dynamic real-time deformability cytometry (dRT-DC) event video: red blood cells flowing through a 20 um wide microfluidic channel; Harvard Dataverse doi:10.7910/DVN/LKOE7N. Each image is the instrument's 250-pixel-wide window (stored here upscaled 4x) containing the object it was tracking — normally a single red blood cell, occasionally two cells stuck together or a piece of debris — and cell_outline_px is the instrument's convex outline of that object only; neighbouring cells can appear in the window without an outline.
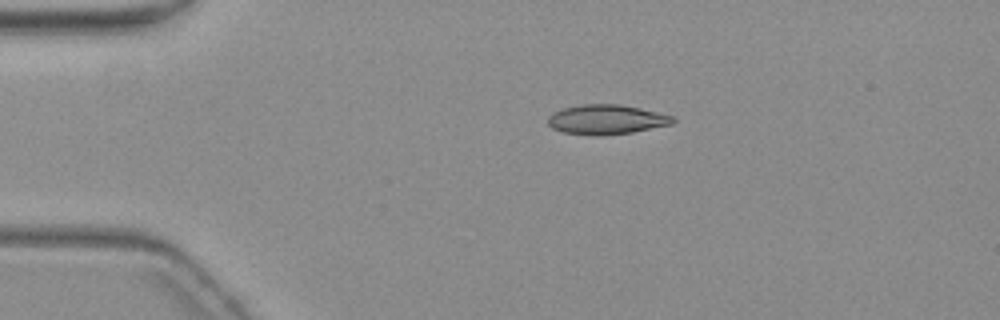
{"species": "common noctule bat (a hibernating species)", "species_latin": "Nyctalus noctula", "temperature_condition": "warm", "stored_images_in_passage": 8, "camera_frame_rate_fps": 3000, "um_per_image_px": 0.085, "animal": {"sex": "female", "body_mass_g": 19.3, "forearm_length_mm": 54.1}, "frame": {"image": 1, "passage_image": 2, "time_ms": 1.333, "image_size_px": [1000, 320], "cell_outline_px": [[676, 120], [672, 124], [632, 132], [600, 136], [596, 136], [564, 132], [552, 128], [548, 124], [548, 116], [552, 112], [564, 108], [580, 104], [620, 104], [640, 108], [676, 116]], "centroid_in_image_um": [51.56, 10.15], "position_along_channel_um": 33.4, "area_um2": 21.73}}
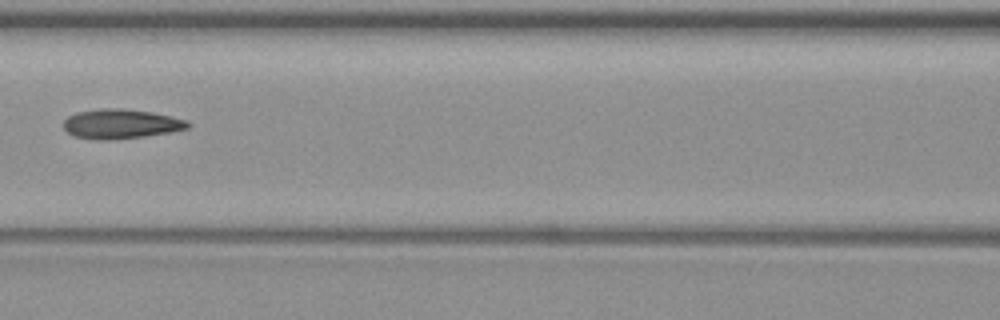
{"frame": {"image": 2, "passage_image": 5, "time_ms": 6.0, "image_size_px": [1000, 320], "cell_outline_px": [[192, 124], [188, 128], [172, 132], [116, 140], [96, 140], [76, 136], [68, 132], [64, 128], [64, 120], [68, 116], [76, 112], [100, 108], [124, 108], [152, 112], [172, 116], [188, 120]], "centroid_in_image_um": [10.31, 10.53], "position_along_channel_um": 156.3, "area_um2": 21.68}}
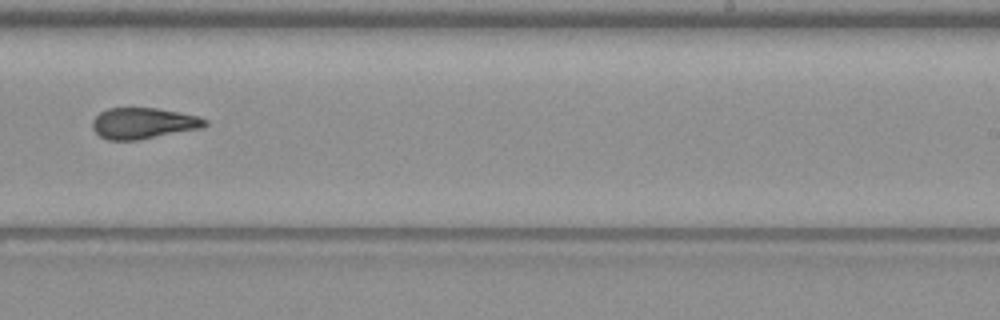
{"frame": {"image": 3, "passage_image": 8, "time_ms": 9.333, "image_size_px": [1000, 320], "cell_outline_px": [[208, 124], [200, 128], [140, 140], [108, 140], [100, 136], [92, 128], [92, 120], [100, 112], [108, 108], [156, 108], [180, 112], [196, 116], [208, 120]], "centroid_in_image_um": [12.16, 10.48], "position_along_channel_um": 276.8, "area_um2": 20.35}}